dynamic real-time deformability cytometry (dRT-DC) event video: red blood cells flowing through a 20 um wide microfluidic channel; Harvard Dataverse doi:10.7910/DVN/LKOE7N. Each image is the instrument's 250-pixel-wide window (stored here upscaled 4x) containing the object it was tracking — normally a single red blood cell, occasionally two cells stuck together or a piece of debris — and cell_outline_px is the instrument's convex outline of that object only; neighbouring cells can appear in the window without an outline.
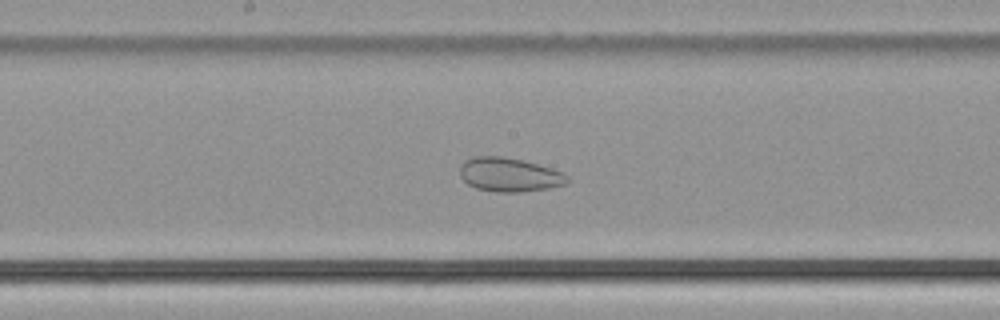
{"species": "common noctule bat (a hibernating species)", "species_latin": "Nyctalus noctula", "temperature_condition": "cold", "stored_images_in_passage": 45, "camera_frame_rate_fps": 3000, "um_per_image_px": 0.085, "animal": {"sex": "male", "body_mass_g": 21.5, "forearm_length_mm": 52.0}, "frame": {"image": 1, "passage_image": 20, "time_ms": 6.333, "image_size_px": [1000, 320], "cell_outline_px": [[568, 184], [548, 188], [520, 192], [496, 192], [476, 188], [468, 184], [460, 176], [460, 168], [464, 160], [472, 156], [504, 156], [524, 160], [552, 168], [568, 176]], "centroid_in_image_um": [43.28, 14.84], "position_along_channel_um": 204.9, "area_um2": 21.39}}